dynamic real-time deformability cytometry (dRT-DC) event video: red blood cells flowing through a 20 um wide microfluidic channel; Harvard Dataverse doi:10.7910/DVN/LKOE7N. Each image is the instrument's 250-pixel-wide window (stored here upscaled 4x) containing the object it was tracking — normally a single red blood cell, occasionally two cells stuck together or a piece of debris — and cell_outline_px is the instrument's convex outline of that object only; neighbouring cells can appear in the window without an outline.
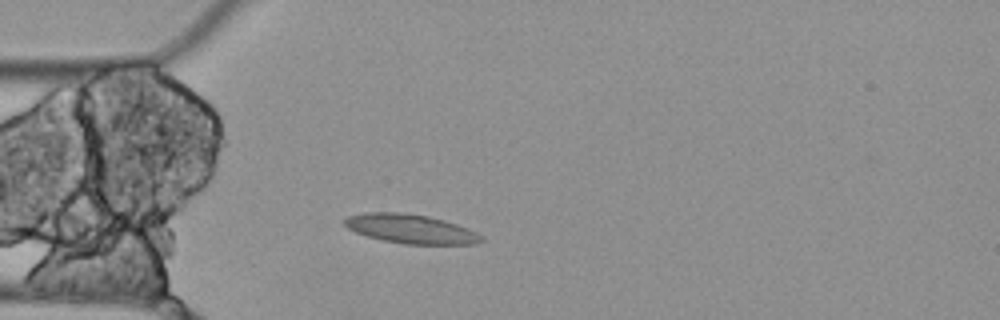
{"species": "Egyptian fruit bat (a non-hibernating species)", "species_latin": "Rousettus aegyptiacus", "temperature_condition": "cold", "stored_images_in_passage": 3, "camera_frame_rate_fps": 3000, "um_per_image_px": 0.085, "animal": {"sex": "female"}, "frame": {"image": 1, "passage_image": 3, "time_ms": 0.667, "image_size_px": [1000, 320], "cell_outline_px": [[484, 240], [476, 244], [404, 244], [380, 240], [356, 232], [348, 228], [344, 224], [344, 220], [348, 216], [364, 212], [400, 212], [428, 216], [444, 220], [468, 228], [484, 236]], "centroid_in_image_um": [34.92, 19.46], "position_along_channel_um": 50.1, "area_um2": 23.29}}